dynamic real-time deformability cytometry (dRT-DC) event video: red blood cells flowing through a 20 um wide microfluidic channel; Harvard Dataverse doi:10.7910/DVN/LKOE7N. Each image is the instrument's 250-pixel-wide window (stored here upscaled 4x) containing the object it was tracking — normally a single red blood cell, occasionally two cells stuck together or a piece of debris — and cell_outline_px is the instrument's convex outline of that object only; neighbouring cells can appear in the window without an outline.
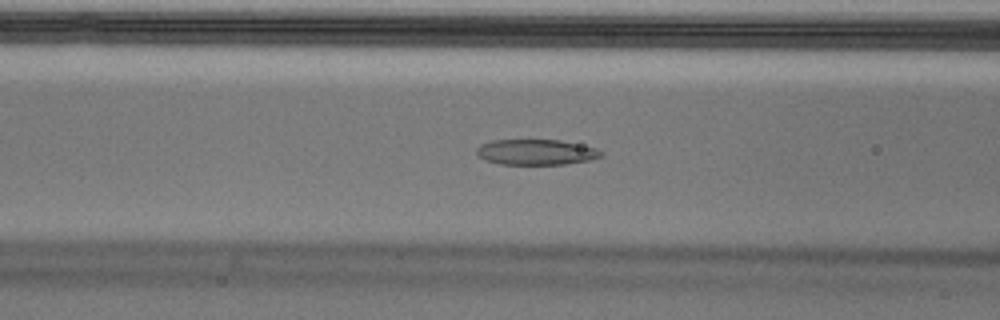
{"species": "Egyptian fruit bat (a non-hibernating species)", "species_latin": "Rousettus aegyptiacus", "temperature_condition": "cold", "stored_images_in_passage": 49, "segment_of_instrument_passage": [1, 2], "camera_frame_rate_fps": 3000, "um_per_image_px": 0.085, "animal": {"sex": "male"}, "frame": {"image": 1, "passage_image": 15, "time_ms": 4.667, "image_size_px": [1000, 320], "cell_outline_px": [[604, 156], [588, 160], [564, 164], [500, 164], [484, 160], [476, 156], [476, 148], [480, 144], [492, 140], [560, 140], [596, 148], [604, 152]], "centroid_in_image_um": [45.53, 12.93], "position_along_channel_um": 121.1, "area_um2": 18.61}}
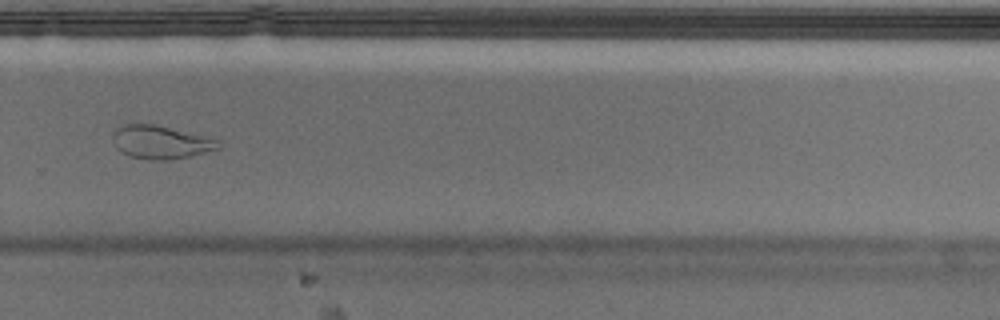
{"frame": {"image": 2, "passage_image": 31, "time_ms": 10.0, "image_size_px": [1000, 320], "cell_outline_px": [[220, 148], [188, 156], [168, 160], [152, 160], [128, 156], [120, 152], [116, 148], [112, 140], [112, 132], [120, 124], [156, 124], [220, 140]], "centroid_in_image_um": [13.59, 12.07], "position_along_channel_um": 316.2, "area_um2": 20.58}}
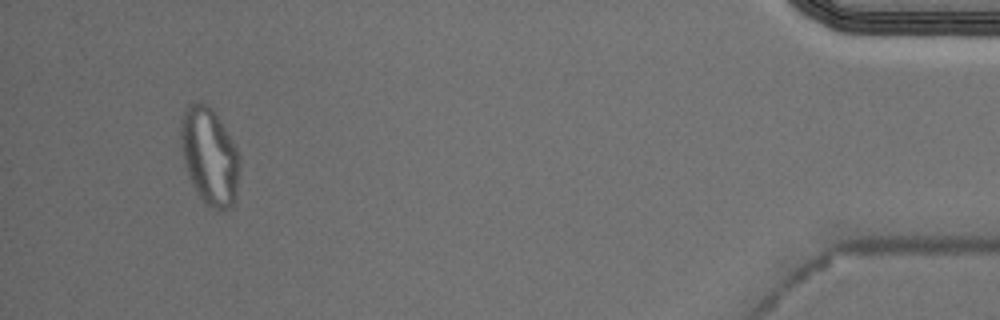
{"frame": {"image": 3, "passage_image": 45, "time_ms": 14.667, "image_size_px": [1000, 320], "cell_outline_px": [[240, 160], [236, 200], [232, 208], [224, 212], [220, 212], [204, 204], [192, 184], [188, 176], [184, 164], [180, 140], [180, 124], [184, 112], [188, 104], [192, 100], [200, 100], [208, 104], [212, 108], [220, 120], [232, 140], [236, 148]], "centroid_in_image_um": [17.81, 13.3], "position_along_channel_um": 417.4, "area_um2": 34.04}}